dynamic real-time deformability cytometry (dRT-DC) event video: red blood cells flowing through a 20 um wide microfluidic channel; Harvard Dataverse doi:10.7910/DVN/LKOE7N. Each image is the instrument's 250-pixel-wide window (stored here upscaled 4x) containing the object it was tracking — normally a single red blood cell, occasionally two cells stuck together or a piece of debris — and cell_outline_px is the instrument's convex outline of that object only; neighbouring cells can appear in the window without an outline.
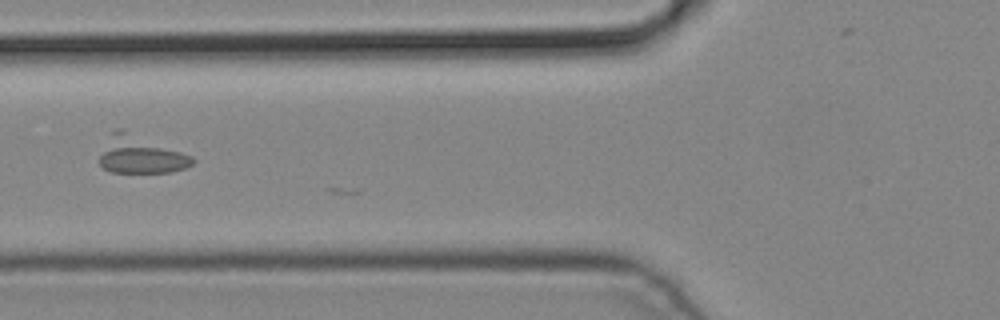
{"species": "common noctule bat (a hibernating species)", "species_latin": "Nyctalus noctula", "temperature_condition": "cold", "stored_images_in_passage": 5, "camera_frame_rate_fps": 3000, "um_per_image_px": 0.085, "animal": {"sex": "male", "body_mass_g": 19.2, "forearm_length_mm": 51.8}, "frame": {"image": 1, "passage_image": 5, "time_ms": 1.333, "image_size_px": [1000, 320], "cell_outline_px": [[196, 160], [192, 164], [184, 168], [172, 172], [112, 172], [104, 168], [100, 164], [100, 156], [112, 128], [124, 128], [192, 156]], "centroid_in_image_um": [11.94, 13.11], "position_along_channel_um": 113.9, "area_um2": 20.46}}